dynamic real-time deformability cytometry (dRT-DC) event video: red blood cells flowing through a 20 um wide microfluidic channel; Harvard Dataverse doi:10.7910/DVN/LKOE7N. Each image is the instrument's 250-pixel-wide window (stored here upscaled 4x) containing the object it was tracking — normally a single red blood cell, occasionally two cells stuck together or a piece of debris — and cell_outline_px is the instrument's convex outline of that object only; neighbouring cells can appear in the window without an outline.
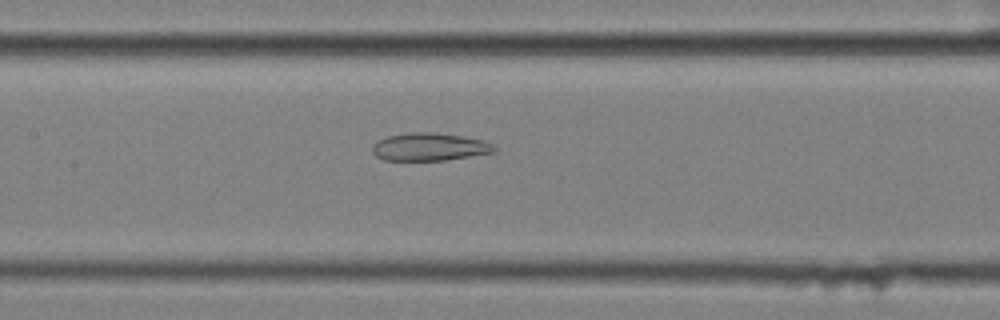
{"species": "common noctule bat (a hibernating species)", "species_latin": "Nyctalus noctula", "temperature_condition": "cold", "stored_images_in_passage": 45, "camera_frame_rate_fps": 3000, "um_per_image_px": 0.085, "animal": {"sex": "female", "body_mass_g": 25.1}, "frame": {"image": 1, "passage_image": 15, "time_ms": 4.667, "image_size_px": [1000, 320], "cell_outline_px": [[496, 152], [444, 160], [384, 160], [376, 156], [372, 152], [372, 144], [388, 136], [408, 132], [432, 132], [464, 136], [484, 140], [492, 144], [496, 148]], "centroid_in_image_um": [36.51, 12.48], "position_along_channel_um": 170.9, "area_um2": 19.77}}
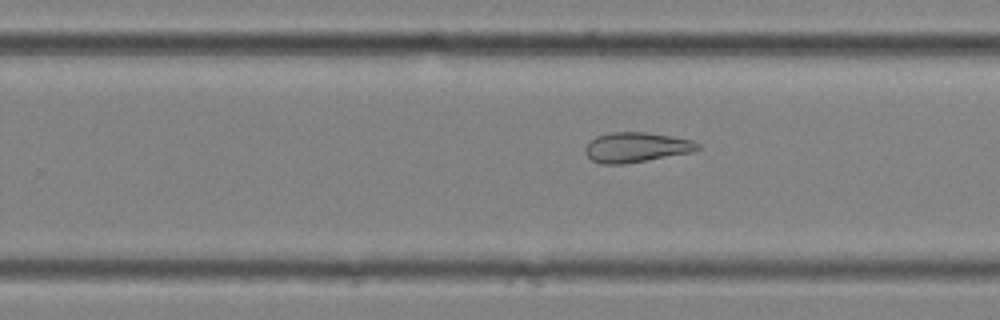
{"frame": {"image": 2, "passage_image": 24, "time_ms": 7.667, "image_size_px": [1000, 320], "cell_outline_px": [[700, 148], [692, 152], [624, 164], [600, 164], [592, 160], [584, 152], [584, 148], [588, 140], [596, 136], [612, 132], [648, 132], [692, 140], [700, 144]], "centroid_in_image_um": [54.04, 12.51], "position_along_channel_um": 275.8, "area_um2": 19.71}}
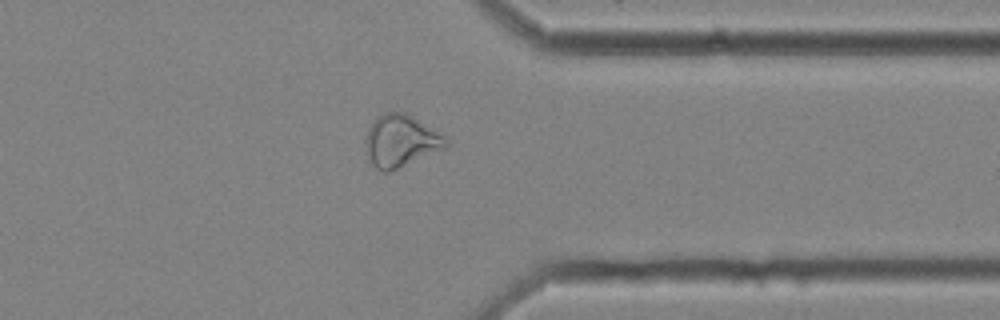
{"frame": {"image": 3, "passage_image": 33, "time_ms": 10.667, "image_size_px": [1000, 320], "cell_outline_px": [[448, 148], [388, 172], [384, 172], [376, 168], [372, 164], [364, 140], [368, 128], [376, 116], [388, 112], [404, 112], [412, 116], [444, 136], [448, 140]], "centroid_in_image_um": [34.07, 11.98], "position_along_channel_um": 377.3, "area_um2": 24.28}, "authors_computed_cell_mechanics": {"area_um2": 23.0622, "velocity_mm_per_s": 3.5044, "shape_relaxation_time_tau1_ms": null, "shape_relaxation_time_tau2_ms": 4.3183, "deformation_change_tau1": null, "deformation_change_tau2": 0.129}}